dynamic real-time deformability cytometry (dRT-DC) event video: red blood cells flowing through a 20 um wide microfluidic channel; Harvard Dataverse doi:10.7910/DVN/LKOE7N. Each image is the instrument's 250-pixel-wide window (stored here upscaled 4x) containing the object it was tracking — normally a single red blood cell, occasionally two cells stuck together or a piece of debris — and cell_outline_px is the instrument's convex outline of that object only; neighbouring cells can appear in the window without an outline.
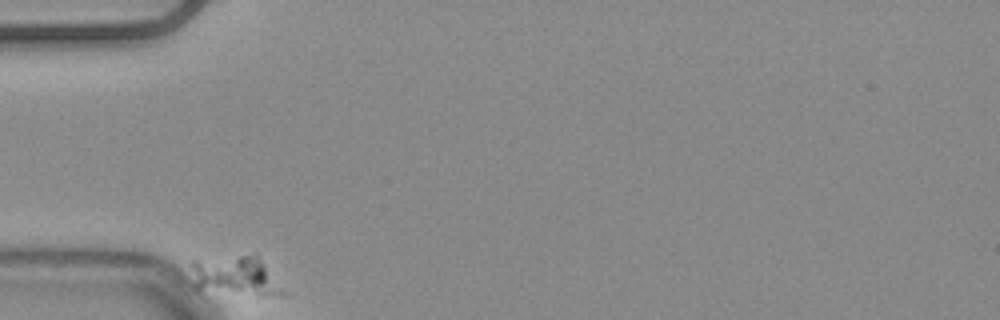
{"species": "common noctule bat (a hibernating species)", "species_latin": "Nyctalus noctula", "temperature_condition": "warm", "stored_images_in_passage": 38, "camera_frame_rate_fps": 3000, "um_per_image_px": 0.085, "animal": {"sex": "male", "body_mass_g": 20.4}, "frame": {"image": 1, "passage_image": 1, "time_ms": 0.0, "image_size_px": [1000, 320], "cell_outline_px": [[292, 296], [280, 296], [196, 288], [192, 268], [192, 260], [256, 252]], "centroid_in_image_um": [20.19, 23.39], "position_along_channel_um": 64.8, "area_um2": 21.27}}